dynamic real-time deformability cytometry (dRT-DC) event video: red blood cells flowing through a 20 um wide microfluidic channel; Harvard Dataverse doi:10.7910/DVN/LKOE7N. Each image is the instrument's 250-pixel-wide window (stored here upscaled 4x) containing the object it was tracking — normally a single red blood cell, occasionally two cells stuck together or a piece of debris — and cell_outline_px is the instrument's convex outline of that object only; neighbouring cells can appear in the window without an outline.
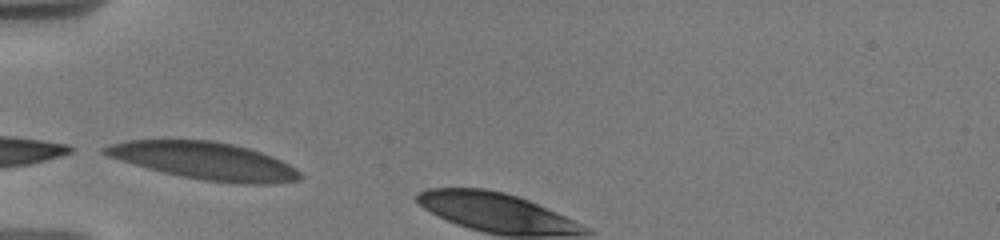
{"species": "human", "species_latin": "Homo sapiens", "temperature_condition": "warm", "stored_images_in_passage": 6, "camera_frame_rate_fps": 3000, "um_per_image_px": 0.085, "donor": {"sex": "male"}, "frame": {"image": 1, "passage_image": 1, "time_ms": 0.0, "image_size_px": [1000, 240], "cell_outline_px": [[304, 176], [300, 180], [264, 184], [240, 184], [204, 180], [164, 172], [148, 168], [120, 160], [108, 156], [100, 152], [100, 148], [112, 144], [128, 140], [212, 140], [232, 144], [248, 148], [272, 156], [296, 168]], "centroid_in_image_um": [17.41, 13.67], "position_along_channel_um": 67.6, "area_um2": 42.19}}